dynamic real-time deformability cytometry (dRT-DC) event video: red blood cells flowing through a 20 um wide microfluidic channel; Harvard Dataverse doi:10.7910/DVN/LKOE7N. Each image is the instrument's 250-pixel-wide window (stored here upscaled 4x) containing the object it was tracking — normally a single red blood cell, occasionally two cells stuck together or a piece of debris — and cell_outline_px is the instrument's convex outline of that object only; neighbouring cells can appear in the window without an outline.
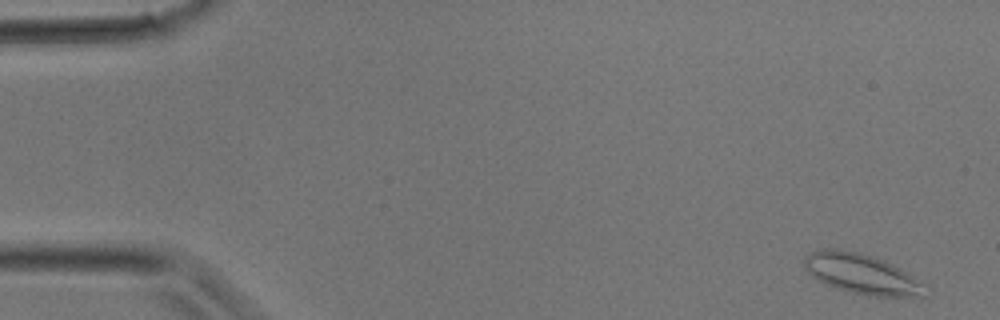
{"species": "common noctule bat (a hibernating species)", "species_latin": "Nyctalus noctula", "temperature_condition": "room temperature", "stored_images_in_passage": 34, "camera_frame_rate_fps": 3000, "um_per_image_px": 0.085, "animal": {"sex": "male", "body_mass_g": 17.9}, "frame": {"image": 1, "passage_image": 2, "time_ms": 0.333, "image_size_px": [1000, 320], "cell_outline_px": [[928, 284], [924, 296], [920, 300], [868, 296], [836, 288], [816, 280], [804, 268], [804, 256], [812, 252], [824, 248], [836, 248], [860, 252], [884, 260], [900, 268]], "centroid_in_image_um": [73.35, 23.33], "position_along_channel_um": 11.6, "area_um2": 29.3}}
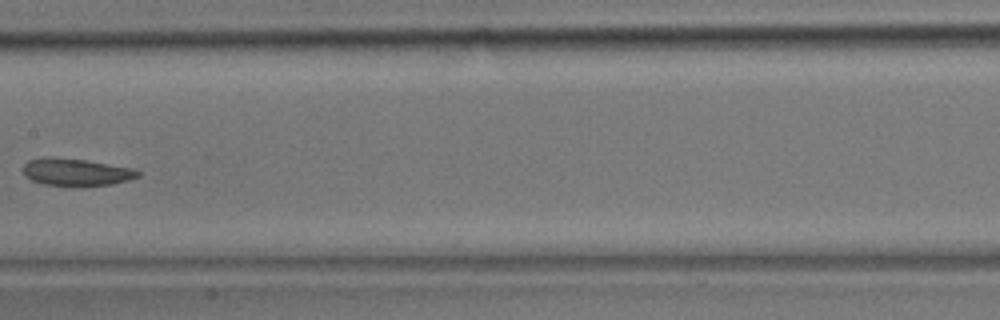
{"frame": {"image": 2, "passage_image": 18, "time_ms": 5.667, "image_size_px": [1000, 320], "cell_outline_px": [[140, 176], [128, 180], [112, 184], [80, 188], [72, 188], [44, 184], [32, 180], [24, 176], [24, 164], [28, 160], [84, 160], [136, 168], [140, 172]], "centroid_in_image_um": [6.58, 14.71], "position_along_channel_um": 200.8, "area_um2": 18.09}}
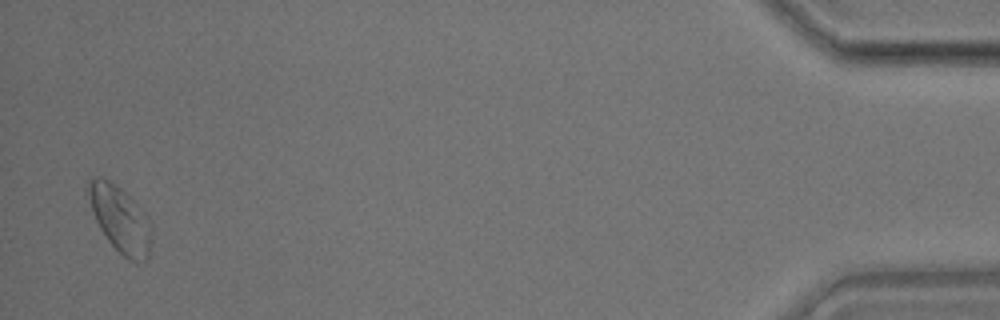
{"frame": {"image": 3, "passage_image": 34, "time_ms": 11.0, "image_size_px": [1000, 320], "cell_outline_px": [[152, 240], [148, 256], [144, 260], [128, 260], [108, 240], [100, 228], [92, 212], [84, 188], [88, 180], [92, 176], [100, 176], [116, 184], [128, 196], [148, 220], [152, 228]], "centroid_in_image_um": [10.15, 18.58], "position_along_channel_um": 425.1, "area_um2": 24.16}}